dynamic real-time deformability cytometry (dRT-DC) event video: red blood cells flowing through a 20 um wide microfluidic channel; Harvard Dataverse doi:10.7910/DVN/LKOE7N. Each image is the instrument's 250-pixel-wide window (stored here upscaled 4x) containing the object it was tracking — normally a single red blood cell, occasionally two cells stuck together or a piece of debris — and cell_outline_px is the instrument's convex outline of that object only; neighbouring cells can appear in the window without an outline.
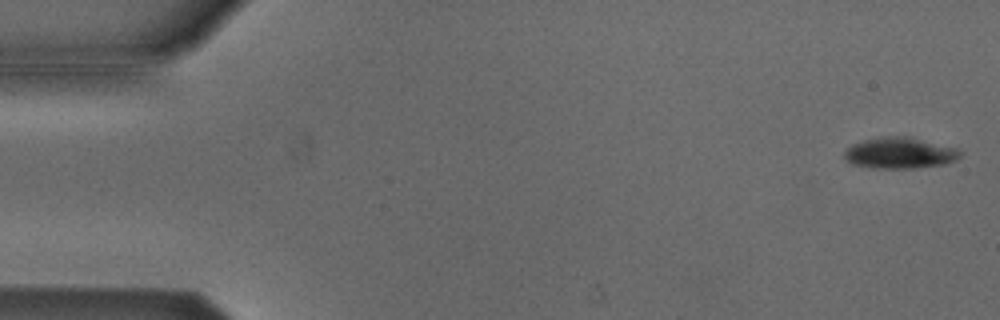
{"species": "Egyptian fruit bat (a non-hibernating species)", "species_latin": "Rousettus aegyptiacus", "temperature_condition": "cold", "stored_images_in_passage": 54, "camera_frame_rate_fps": 3000, "um_per_image_px": 0.085, "animal": {"sex": "male"}, "frame": {"image": 1, "passage_image": 2, "time_ms": 0.333, "image_size_px": [1000, 320], "cell_outline_px": [[960, 156], [944, 164], [912, 168], [872, 168], [852, 164], [844, 156], [844, 152], [852, 144], [864, 140], [888, 136], [908, 136], [956, 148], [960, 152]], "centroid_in_image_um": [76.45, 13.0], "position_along_channel_um": 8.6, "area_um2": 20.63}}
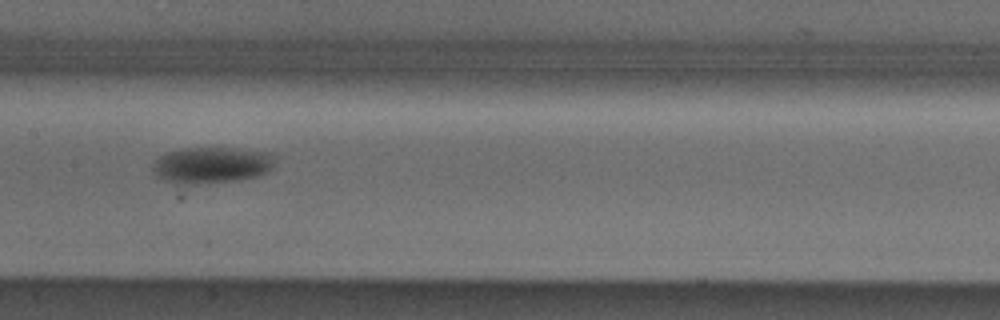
{"frame": {"image": 2, "passage_image": 27, "time_ms": 8.667, "image_size_px": [1000, 320], "cell_outline_px": [[276, 160], [272, 168], [268, 172], [256, 176], [240, 180], [196, 184], [176, 184], [164, 180], [156, 176], [152, 172], [152, 168], [156, 160], [164, 152], [184, 148], [232, 148], [272, 152], [276, 156]], "centroid_in_image_um": [18.01, 14.03], "position_along_channel_um": 189.4, "area_um2": 26.3}}
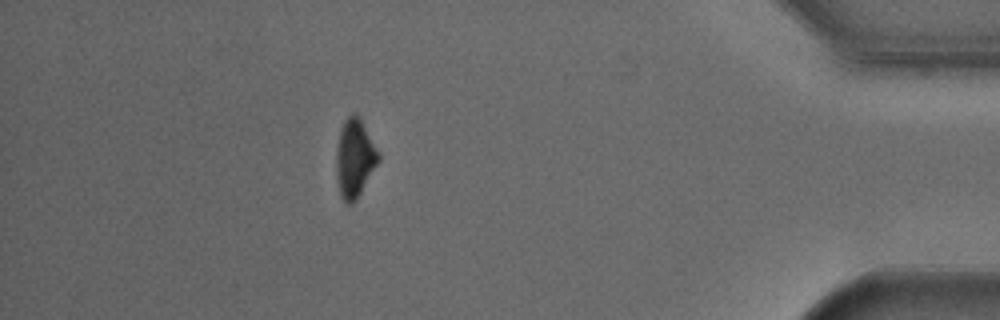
{"frame": {"image": 3, "passage_image": 48, "time_ms": 15.667, "image_size_px": [1000, 320], "cell_outline_px": [[380, 160], [356, 200], [352, 204], [348, 204], [340, 196], [336, 180], [336, 152], [340, 128], [344, 120], [348, 116], [356, 112], [380, 152]], "centroid_in_image_um": [30.14, 13.45], "position_along_channel_um": 405.1, "area_um2": 19.42}, "authors_computed_cell_mechanics": {"area_um2": 22.3397, "velocity_mm_per_s": 3.8032, "shape_relaxation_time_tau1_ms": 1.4919, "shape_relaxation_time_tau2_ms": null, "deformation_change_tau1": 0.08, "deformation_change_tau2": null}}